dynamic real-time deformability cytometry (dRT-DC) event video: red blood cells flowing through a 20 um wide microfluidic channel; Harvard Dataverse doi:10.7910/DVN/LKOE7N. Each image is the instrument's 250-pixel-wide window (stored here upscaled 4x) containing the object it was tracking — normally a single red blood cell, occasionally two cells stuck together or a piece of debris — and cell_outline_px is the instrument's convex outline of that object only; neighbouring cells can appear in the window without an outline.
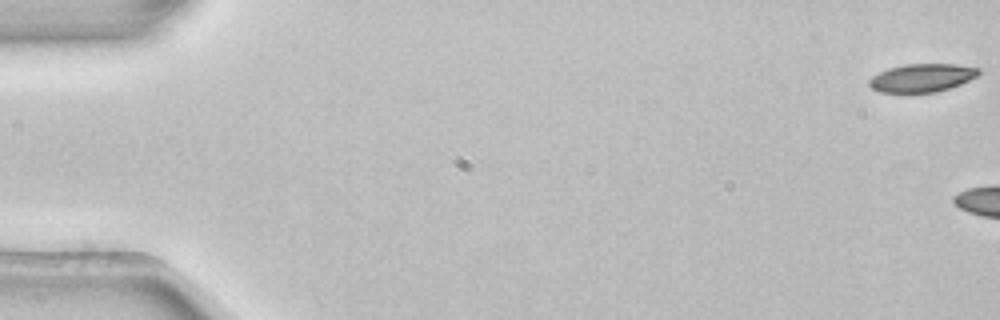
{"species": "common noctule bat (a hibernating species)", "species_latin": "Nyctalus noctula", "temperature_condition": "room temperature", "stored_images_in_passage": 5, "camera_frame_rate_fps": 3000, "um_per_image_px": 0.085, "animal": {"sex": "female", "body_mass_g": 22.7, "forearm_length_mm": 54.2}, "frame": {"image": 1, "passage_image": 1, "time_ms": 0.0, "image_size_px": [1000, 320], "cell_outline_px": [[980, 72], [976, 76], [960, 84], [936, 92], [880, 92], [872, 88], [868, 84], [868, 80], [872, 76], [888, 68], [904, 64], [956, 64], [980, 68]], "centroid_in_image_um": [78.35, 6.6], "position_along_channel_um": 6.7, "area_um2": 17.86}}